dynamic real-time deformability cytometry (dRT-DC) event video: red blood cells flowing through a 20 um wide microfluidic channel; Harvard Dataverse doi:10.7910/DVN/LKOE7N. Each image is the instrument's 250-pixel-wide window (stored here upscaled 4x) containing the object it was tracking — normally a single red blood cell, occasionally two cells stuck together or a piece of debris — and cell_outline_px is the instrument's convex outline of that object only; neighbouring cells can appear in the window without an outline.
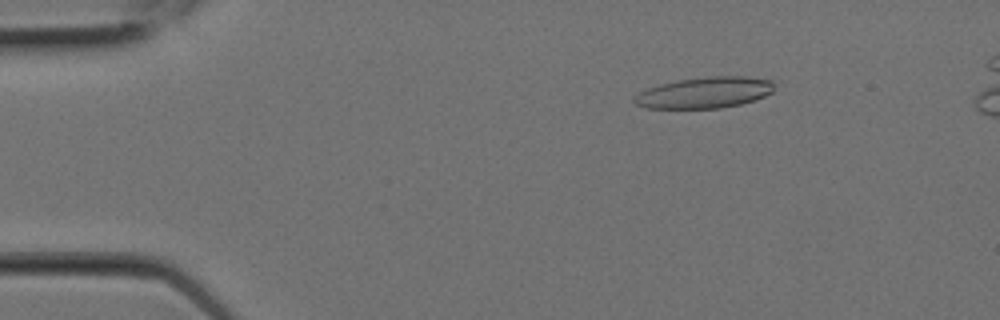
{"species": "Egyptian fruit bat (a non-hibernating species)", "species_latin": "Rousettus aegyptiacus", "temperature_condition": "room temperature", "stored_images_in_passage": 7, "camera_frame_rate_fps": 3000, "um_per_image_px": 0.085, "animal": {"sex": "female"}, "frame": {"image": 1, "passage_image": 3, "time_ms": 0.667, "image_size_px": [1000, 320], "cell_outline_px": [[772, 92], [756, 100], [740, 104], [720, 108], [644, 108], [636, 104], [632, 100], [640, 92], [648, 88], [660, 84], [676, 80], [708, 76], [748, 76], [772, 80]], "centroid_in_image_um": [59.89, 7.87], "position_along_channel_um": 25.1, "area_um2": 25.37}}